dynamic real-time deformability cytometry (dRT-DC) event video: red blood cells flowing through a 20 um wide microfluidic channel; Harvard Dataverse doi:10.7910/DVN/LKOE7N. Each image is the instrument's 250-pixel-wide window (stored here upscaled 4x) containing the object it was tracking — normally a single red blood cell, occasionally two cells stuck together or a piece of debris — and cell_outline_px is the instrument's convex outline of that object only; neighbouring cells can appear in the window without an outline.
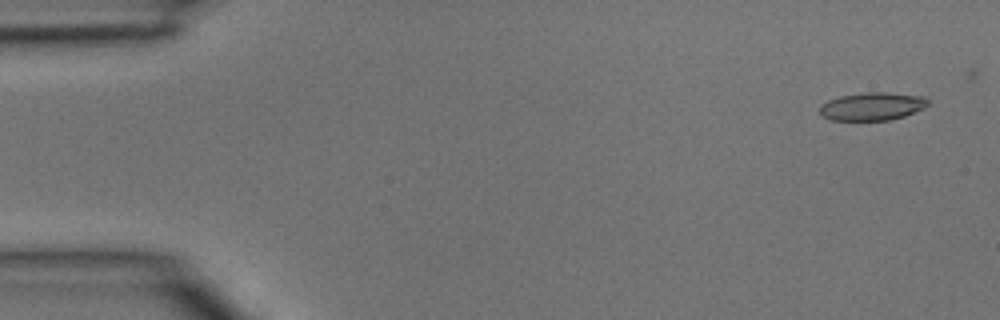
{"species": "common noctule bat (a hibernating species)", "species_latin": "Nyctalus noctula", "temperature_condition": "room temperature", "stored_images_in_passage": 4, "camera_frame_rate_fps": 3000, "um_per_image_px": 0.085, "animal": {"sex": "male", "body_mass_g": 15.6}, "frame": {"image": 1, "passage_image": 1, "time_ms": 0.0, "image_size_px": [1000, 320], "cell_outline_px": [[928, 104], [924, 108], [904, 116], [888, 120], [832, 120], [820, 116], [820, 104], [828, 100], [840, 96], [868, 92], [888, 92], [924, 96], [928, 100]], "centroid_in_image_um": [74.12, 9.04], "position_along_channel_um": 10.9, "area_um2": 17.69}}
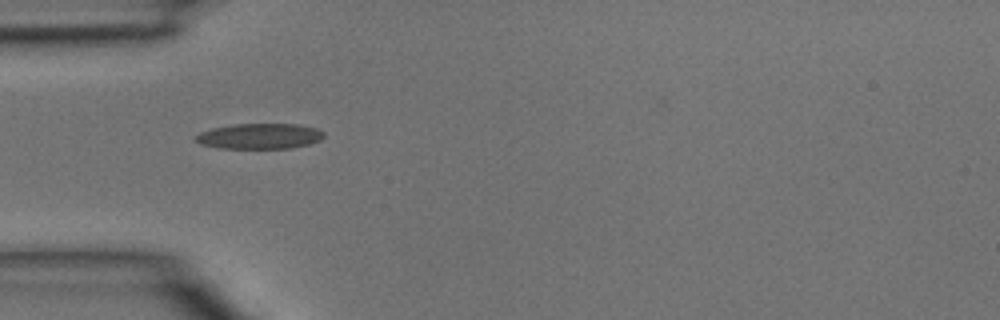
{"frame": {"image": 2, "passage_image": 4, "time_ms": 1.0, "image_size_px": [1000, 320], "cell_outline_px": [[324, 136], [320, 140], [308, 144], [292, 148], [216, 148], [200, 144], [192, 140], [192, 136], [200, 132], [212, 128], [236, 124], [296, 124], [316, 128], [324, 132]], "centroid_in_image_um": [22.0, 11.58], "position_along_channel_um": 63.0, "area_um2": 19.19}}